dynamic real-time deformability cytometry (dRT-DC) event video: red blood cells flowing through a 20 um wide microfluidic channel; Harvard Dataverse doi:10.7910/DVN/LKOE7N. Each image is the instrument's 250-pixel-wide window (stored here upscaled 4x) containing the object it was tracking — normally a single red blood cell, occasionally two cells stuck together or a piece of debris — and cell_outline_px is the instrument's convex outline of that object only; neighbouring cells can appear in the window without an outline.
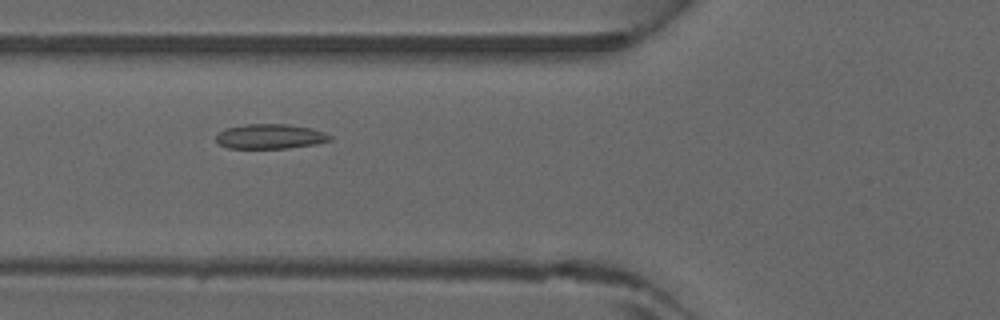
{"species": "common noctule bat (a hibernating species)", "species_latin": "Nyctalus noctula", "temperature_condition": "warm", "stored_images_in_passage": 3, "camera_frame_rate_fps": 3000, "um_per_image_px": 0.085, "animal": {"sex": "male", "forearm_length_mm": 52.5}, "frame": {"image": 1, "passage_image": 3, "time_ms": 0.667, "image_size_px": [1000, 320], "cell_outline_px": [[332, 140], [316, 144], [288, 148], [228, 148], [220, 144], [216, 140], [216, 136], [220, 132], [228, 128], [244, 124], [288, 124], [312, 128], [324, 132], [332, 136]], "centroid_in_image_um": [23.01, 11.59], "position_along_channel_um": 102.8, "area_um2": 16.42}}